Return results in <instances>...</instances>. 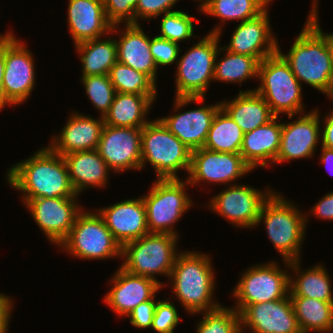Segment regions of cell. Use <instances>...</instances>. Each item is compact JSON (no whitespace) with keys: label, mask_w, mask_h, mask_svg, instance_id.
Here are the masks:
<instances>
[{"label":"cell","mask_w":333,"mask_h":333,"mask_svg":"<svg viewBox=\"0 0 333 333\" xmlns=\"http://www.w3.org/2000/svg\"><path fill=\"white\" fill-rule=\"evenodd\" d=\"M21 161V162H20ZM8 168L5 180L22 199L75 197L64 157L48 146Z\"/></svg>","instance_id":"1"},{"label":"cell","mask_w":333,"mask_h":333,"mask_svg":"<svg viewBox=\"0 0 333 333\" xmlns=\"http://www.w3.org/2000/svg\"><path fill=\"white\" fill-rule=\"evenodd\" d=\"M210 253H202L196 250L182 251L178 253L174 267L172 268L168 282L171 294L176 296L183 310L192 315L211 311L222 303L215 299V267H213ZM215 300V301H214Z\"/></svg>","instance_id":"2"},{"label":"cell","mask_w":333,"mask_h":333,"mask_svg":"<svg viewBox=\"0 0 333 333\" xmlns=\"http://www.w3.org/2000/svg\"><path fill=\"white\" fill-rule=\"evenodd\" d=\"M278 42V52L288 62L298 81L327 96L333 95V68L325 36L306 19L287 53ZM305 83V84H304Z\"/></svg>","instance_id":"3"},{"label":"cell","mask_w":333,"mask_h":333,"mask_svg":"<svg viewBox=\"0 0 333 333\" xmlns=\"http://www.w3.org/2000/svg\"><path fill=\"white\" fill-rule=\"evenodd\" d=\"M283 195L274 191L264 202L255 228L264 223L267 237L281 259L297 261L306 238V213Z\"/></svg>","instance_id":"4"},{"label":"cell","mask_w":333,"mask_h":333,"mask_svg":"<svg viewBox=\"0 0 333 333\" xmlns=\"http://www.w3.org/2000/svg\"><path fill=\"white\" fill-rule=\"evenodd\" d=\"M257 81L260 83L256 88L243 91H255L262 96L275 116L299 115L308 111L304 110L302 101L303 87L278 51L259 63Z\"/></svg>","instance_id":"5"},{"label":"cell","mask_w":333,"mask_h":333,"mask_svg":"<svg viewBox=\"0 0 333 333\" xmlns=\"http://www.w3.org/2000/svg\"><path fill=\"white\" fill-rule=\"evenodd\" d=\"M140 170L151 165L156 179H181L179 171L189 173L191 150L155 118L142 127Z\"/></svg>","instance_id":"6"},{"label":"cell","mask_w":333,"mask_h":333,"mask_svg":"<svg viewBox=\"0 0 333 333\" xmlns=\"http://www.w3.org/2000/svg\"><path fill=\"white\" fill-rule=\"evenodd\" d=\"M179 238L168 233H148L131 241L122 247L123 263L120 266L131 274L151 278L164 287L157 276L169 279L180 252L177 249Z\"/></svg>","instance_id":"7"},{"label":"cell","mask_w":333,"mask_h":333,"mask_svg":"<svg viewBox=\"0 0 333 333\" xmlns=\"http://www.w3.org/2000/svg\"><path fill=\"white\" fill-rule=\"evenodd\" d=\"M187 187L191 186L183 177L153 181L150 191L142 195L149 233H168L180 237L174 225L195 203L187 193Z\"/></svg>","instance_id":"8"},{"label":"cell","mask_w":333,"mask_h":333,"mask_svg":"<svg viewBox=\"0 0 333 333\" xmlns=\"http://www.w3.org/2000/svg\"><path fill=\"white\" fill-rule=\"evenodd\" d=\"M66 254L81 260L122 259V247L95 209H84L76 217L67 238L59 245Z\"/></svg>","instance_id":"9"},{"label":"cell","mask_w":333,"mask_h":333,"mask_svg":"<svg viewBox=\"0 0 333 333\" xmlns=\"http://www.w3.org/2000/svg\"><path fill=\"white\" fill-rule=\"evenodd\" d=\"M282 262L285 269L273 259L251 265L241 272L237 284L231 290V297L236 301L232 307L238 313L248 305L280 300L289 295V261Z\"/></svg>","instance_id":"10"},{"label":"cell","mask_w":333,"mask_h":333,"mask_svg":"<svg viewBox=\"0 0 333 333\" xmlns=\"http://www.w3.org/2000/svg\"><path fill=\"white\" fill-rule=\"evenodd\" d=\"M221 37L207 33L188 48L175 66L174 97H206L214 79L215 60Z\"/></svg>","instance_id":"11"},{"label":"cell","mask_w":333,"mask_h":333,"mask_svg":"<svg viewBox=\"0 0 333 333\" xmlns=\"http://www.w3.org/2000/svg\"><path fill=\"white\" fill-rule=\"evenodd\" d=\"M274 192L266 186L262 191L248 184L228 185L209 198L207 209L236 228L253 229L264 202Z\"/></svg>","instance_id":"12"},{"label":"cell","mask_w":333,"mask_h":333,"mask_svg":"<svg viewBox=\"0 0 333 333\" xmlns=\"http://www.w3.org/2000/svg\"><path fill=\"white\" fill-rule=\"evenodd\" d=\"M34 53L13 32L4 37L3 88L5 108L24 104L36 85Z\"/></svg>","instance_id":"13"},{"label":"cell","mask_w":333,"mask_h":333,"mask_svg":"<svg viewBox=\"0 0 333 333\" xmlns=\"http://www.w3.org/2000/svg\"><path fill=\"white\" fill-rule=\"evenodd\" d=\"M174 100L171 114L158 119L191 151L203 148L213 119L221 108L220 101L204 105L205 97H174ZM192 103L201 105L182 111Z\"/></svg>","instance_id":"14"},{"label":"cell","mask_w":333,"mask_h":333,"mask_svg":"<svg viewBox=\"0 0 333 333\" xmlns=\"http://www.w3.org/2000/svg\"><path fill=\"white\" fill-rule=\"evenodd\" d=\"M75 197L21 199L49 244L58 246L67 238L76 217L84 209ZM56 244V245H55Z\"/></svg>","instance_id":"15"},{"label":"cell","mask_w":333,"mask_h":333,"mask_svg":"<svg viewBox=\"0 0 333 333\" xmlns=\"http://www.w3.org/2000/svg\"><path fill=\"white\" fill-rule=\"evenodd\" d=\"M251 171L253 169L240 153L214 152L200 148L191 152V166L186 179L191 187L202 183L225 187L238 184L237 181L252 173Z\"/></svg>","instance_id":"16"},{"label":"cell","mask_w":333,"mask_h":333,"mask_svg":"<svg viewBox=\"0 0 333 333\" xmlns=\"http://www.w3.org/2000/svg\"><path fill=\"white\" fill-rule=\"evenodd\" d=\"M319 110L314 108L303 114L287 115L291 121L282 123L280 149L274 164L306 158L309 160L316 156L317 145H321Z\"/></svg>","instance_id":"17"},{"label":"cell","mask_w":333,"mask_h":333,"mask_svg":"<svg viewBox=\"0 0 333 333\" xmlns=\"http://www.w3.org/2000/svg\"><path fill=\"white\" fill-rule=\"evenodd\" d=\"M142 128L104 125L97 152L113 174L132 169L140 172Z\"/></svg>","instance_id":"18"},{"label":"cell","mask_w":333,"mask_h":333,"mask_svg":"<svg viewBox=\"0 0 333 333\" xmlns=\"http://www.w3.org/2000/svg\"><path fill=\"white\" fill-rule=\"evenodd\" d=\"M109 278L111 289L103 295V302L117 316L124 318L140 303L151 300L163 288L155 280L131 274L121 266Z\"/></svg>","instance_id":"19"},{"label":"cell","mask_w":333,"mask_h":333,"mask_svg":"<svg viewBox=\"0 0 333 333\" xmlns=\"http://www.w3.org/2000/svg\"><path fill=\"white\" fill-rule=\"evenodd\" d=\"M241 330L253 333H302L290 295L284 299L248 305L240 313Z\"/></svg>","instance_id":"20"},{"label":"cell","mask_w":333,"mask_h":333,"mask_svg":"<svg viewBox=\"0 0 333 333\" xmlns=\"http://www.w3.org/2000/svg\"><path fill=\"white\" fill-rule=\"evenodd\" d=\"M269 6L258 16L236 24L228 45L232 53L254 57L259 63L278 51V39L272 31Z\"/></svg>","instance_id":"21"},{"label":"cell","mask_w":333,"mask_h":333,"mask_svg":"<svg viewBox=\"0 0 333 333\" xmlns=\"http://www.w3.org/2000/svg\"><path fill=\"white\" fill-rule=\"evenodd\" d=\"M104 125L102 116L95 118L73 110L60 132L52 134L48 147L62 156L78 151L95 150Z\"/></svg>","instance_id":"22"},{"label":"cell","mask_w":333,"mask_h":333,"mask_svg":"<svg viewBox=\"0 0 333 333\" xmlns=\"http://www.w3.org/2000/svg\"><path fill=\"white\" fill-rule=\"evenodd\" d=\"M94 209L102 216L121 247L149 233L142 196Z\"/></svg>","instance_id":"23"},{"label":"cell","mask_w":333,"mask_h":333,"mask_svg":"<svg viewBox=\"0 0 333 333\" xmlns=\"http://www.w3.org/2000/svg\"><path fill=\"white\" fill-rule=\"evenodd\" d=\"M120 26L124 24L114 25L111 29L117 37V61L147 75L158 86V68L150 51V36L140 23L125 24L123 29Z\"/></svg>","instance_id":"24"},{"label":"cell","mask_w":333,"mask_h":333,"mask_svg":"<svg viewBox=\"0 0 333 333\" xmlns=\"http://www.w3.org/2000/svg\"><path fill=\"white\" fill-rule=\"evenodd\" d=\"M67 8V30L74 45L111 33L103 0H68Z\"/></svg>","instance_id":"25"},{"label":"cell","mask_w":333,"mask_h":333,"mask_svg":"<svg viewBox=\"0 0 333 333\" xmlns=\"http://www.w3.org/2000/svg\"><path fill=\"white\" fill-rule=\"evenodd\" d=\"M279 117L275 116L267 124L244 133L240 155L253 170L273 166L275 163L280 149L283 122Z\"/></svg>","instance_id":"26"},{"label":"cell","mask_w":333,"mask_h":333,"mask_svg":"<svg viewBox=\"0 0 333 333\" xmlns=\"http://www.w3.org/2000/svg\"><path fill=\"white\" fill-rule=\"evenodd\" d=\"M71 184L77 195L89 188H107L111 169L97 150L78 151L64 155Z\"/></svg>","instance_id":"27"},{"label":"cell","mask_w":333,"mask_h":333,"mask_svg":"<svg viewBox=\"0 0 333 333\" xmlns=\"http://www.w3.org/2000/svg\"><path fill=\"white\" fill-rule=\"evenodd\" d=\"M302 260L290 261L289 295L304 296L326 302H333V285L330 274L323 263L303 269ZM303 269V270H302ZM293 271V272H292Z\"/></svg>","instance_id":"28"},{"label":"cell","mask_w":333,"mask_h":333,"mask_svg":"<svg viewBox=\"0 0 333 333\" xmlns=\"http://www.w3.org/2000/svg\"><path fill=\"white\" fill-rule=\"evenodd\" d=\"M221 107L240 126L243 133L267 124L275 115L264 98L255 91H240L231 100L220 101Z\"/></svg>","instance_id":"29"},{"label":"cell","mask_w":333,"mask_h":333,"mask_svg":"<svg viewBox=\"0 0 333 333\" xmlns=\"http://www.w3.org/2000/svg\"><path fill=\"white\" fill-rule=\"evenodd\" d=\"M157 97L116 92L109 111L103 117L104 123L113 127L142 128L150 121L147 116Z\"/></svg>","instance_id":"30"},{"label":"cell","mask_w":333,"mask_h":333,"mask_svg":"<svg viewBox=\"0 0 333 333\" xmlns=\"http://www.w3.org/2000/svg\"><path fill=\"white\" fill-rule=\"evenodd\" d=\"M271 3L273 4V0H208L200 13L213 16L220 21L208 33L218 34L221 37L223 26L228 23L227 21L241 23L252 19L261 14Z\"/></svg>","instance_id":"31"},{"label":"cell","mask_w":333,"mask_h":333,"mask_svg":"<svg viewBox=\"0 0 333 333\" xmlns=\"http://www.w3.org/2000/svg\"><path fill=\"white\" fill-rule=\"evenodd\" d=\"M111 35L112 33H109V36L106 35L73 45L82 63L80 77L109 75L111 67L117 62L116 39Z\"/></svg>","instance_id":"32"},{"label":"cell","mask_w":333,"mask_h":333,"mask_svg":"<svg viewBox=\"0 0 333 333\" xmlns=\"http://www.w3.org/2000/svg\"><path fill=\"white\" fill-rule=\"evenodd\" d=\"M290 298L302 333L333 331V302L304 296H290Z\"/></svg>","instance_id":"33"},{"label":"cell","mask_w":333,"mask_h":333,"mask_svg":"<svg viewBox=\"0 0 333 333\" xmlns=\"http://www.w3.org/2000/svg\"><path fill=\"white\" fill-rule=\"evenodd\" d=\"M258 65L259 62L254 57L232 53L220 45L215 60L213 82H229L228 84L233 85L237 83L242 86L248 79L257 80Z\"/></svg>","instance_id":"34"},{"label":"cell","mask_w":333,"mask_h":333,"mask_svg":"<svg viewBox=\"0 0 333 333\" xmlns=\"http://www.w3.org/2000/svg\"><path fill=\"white\" fill-rule=\"evenodd\" d=\"M244 133L221 107L212 122L203 148L214 152L240 153Z\"/></svg>","instance_id":"35"},{"label":"cell","mask_w":333,"mask_h":333,"mask_svg":"<svg viewBox=\"0 0 333 333\" xmlns=\"http://www.w3.org/2000/svg\"><path fill=\"white\" fill-rule=\"evenodd\" d=\"M109 78L116 92L138 95H158V86L145 74L117 61Z\"/></svg>","instance_id":"36"},{"label":"cell","mask_w":333,"mask_h":333,"mask_svg":"<svg viewBox=\"0 0 333 333\" xmlns=\"http://www.w3.org/2000/svg\"><path fill=\"white\" fill-rule=\"evenodd\" d=\"M199 314L202 319L197 322L196 333H242L239 313L232 306L221 305Z\"/></svg>","instance_id":"37"},{"label":"cell","mask_w":333,"mask_h":333,"mask_svg":"<svg viewBox=\"0 0 333 333\" xmlns=\"http://www.w3.org/2000/svg\"><path fill=\"white\" fill-rule=\"evenodd\" d=\"M160 21V34L157 36L163 39H168L172 42L180 44L181 42H191L192 38L199 37L194 33V21L199 23V19H196L193 15L182 10H175L172 12L162 14Z\"/></svg>","instance_id":"38"},{"label":"cell","mask_w":333,"mask_h":333,"mask_svg":"<svg viewBox=\"0 0 333 333\" xmlns=\"http://www.w3.org/2000/svg\"><path fill=\"white\" fill-rule=\"evenodd\" d=\"M88 100L100 116L109 111V108L114 100L116 90L112 85L109 75H89L79 78Z\"/></svg>","instance_id":"39"},{"label":"cell","mask_w":333,"mask_h":333,"mask_svg":"<svg viewBox=\"0 0 333 333\" xmlns=\"http://www.w3.org/2000/svg\"><path fill=\"white\" fill-rule=\"evenodd\" d=\"M171 298L157 301L151 329L156 333H174L180 322L179 311Z\"/></svg>","instance_id":"40"},{"label":"cell","mask_w":333,"mask_h":333,"mask_svg":"<svg viewBox=\"0 0 333 333\" xmlns=\"http://www.w3.org/2000/svg\"><path fill=\"white\" fill-rule=\"evenodd\" d=\"M150 51L157 68L177 64L179 55L182 53L180 44L157 35L150 36Z\"/></svg>","instance_id":"41"},{"label":"cell","mask_w":333,"mask_h":333,"mask_svg":"<svg viewBox=\"0 0 333 333\" xmlns=\"http://www.w3.org/2000/svg\"><path fill=\"white\" fill-rule=\"evenodd\" d=\"M138 0H103L108 21L114 26L135 24V10Z\"/></svg>","instance_id":"42"},{"label":"cell","mask_w":333,"mask_h":333,"mask_svg":"<svg viewBox=\"0 0 333 333\" xmlns=\"http://www.w3.org/2000/svg\"><path fill=\"white\" fill-rule=\"evenodd\" d=\"M180 0H138L135 10V24L140 21L158 19L162 14L175 11ZM158 17V18H157Z\"/></svg>","instance_id":"43"},{"label":"cell","mask_w":333,"mask_h":333,"mask_svg":"<svg viewBox=\"0 0 333 333\" xmlns=\"http://www.w3.org/2000/svg\"><path fill=\"white\" fill-rule=\"evenodd\" d=\"M157 296L155 295L151 300L140 303L136 306L126 317L129 323L137 329H151L153 316L157 305Z\"/></svg>","instance_id":"44"},{"label":"cell","mask_w":333,"mask_h":333,"mask_svg":"<svg viewBox=\"0 0 333 333\" xmlns=\"http://www.w3.org/2000/svg\"><path fill=\"white\" fill-rule=\"evenodd\" d=\"M306 215V225H308L309 216L313 215L319 220L333 222V191H329L317 201Z\"/></svg>","instance_id":"45"},{"label":"cell","mask_w":333,"mask_h":333,"mask_svg":"<svg viewBox=\"0 0 333 333\" xmlns=\"http://www.w3.org/2000/svg\"><path fill=\"white\" fill-rule=\"evenodd\" d=\"M328 100L333 102V95L327 96ZM333 108H330V111L326 112L322 117V114L319 111L320 123H321V146L329 149H333ZM323 120V121H321Z\"/></svg>","instance_id":"46"},{"label":"cell","mask_w":333,"mask_h":333,"mask_svg":"<svg viewBox=\"0 0 333 333\" xmlns=\"http://www.w3.org/2000/svg\"><path fill=\"white\" fill-rule=\"evenodd\" d=\"M312 2V8L309 11V14L307 16V19L325 36L326 42H327V47L330 51V56H331V62H332V68H333V32L325 33L323 32V28L321 27L319 23V7H318V2L319 0H313Z\"/></svg>","instance_id":"47"},{"label":"cell","mask_w":333,"mask_h":333,"mask_svg":"<svg viewBox=\"0 0 333 333\" xmlns=\"http://www.w3.org/2000/svg\"><path fill=\"white\" fill-rule=\"evenodd\" d=\"M14 300H12L1 312H0V333H8L12 314H13V308H14ZM10 323V324H9Z\"/></svg>","instance_id":"48"},{"label":"cell","mask_w":333,"mask_h":333,"mask_svg":"<svg viewBox=\"0 0 333 333\" xmlns=\"http://www.w3.org/2000/svg\"><path fill=\"white\" fill-rule=\"evenodd\" d=\"M4 37L0 38V112L5 108V95L3 88V75H4Z\"/></svg>","instance_id":"49"},{"label":"cell","mask_w":333,"mask_h":333,"mask_svg":"<svg viewBox=\"0 0 333 333\" xmlns=\"http://www.w3.org/2000/svg\"><path fill=\"white\" fill-rule=\"evenodd\" d=\"M321 152L319 157V163L323 164L325 166V169L328 171V173H332L333 175V149L325 148L320 145Z\"/></svg>","instance_id":"50"},{"label":"cell","mask_w":333,"mask_h":333,"mask_svg":"<svg viewBox=\"0 0 333 333\" xmlns=\"http://www.w3.org/2000/svg\"><path fill=\"white\" fill-rule=\"evenodd\" d=\"M12 296L0 292V312L12 301Z\"/></svg>","instance_id":"51"},{"label":"cell","mask_w":333,"mask_h":333,"mask_svg":"<svg viewBox=\"0 0 333 333\" xmlns=\"http://www.w3.org/2000/svg\"><path fill=\"white\" fill-rule=\"evenodd\" d=\"M196 1L198 2V11H201V8L208 2V0H195V2Z\"/></svg>","instance_id":"52"},{"label":"cell","mask_w":333,"mask_h":333,"mask_svg":"<svg viewBox=\"0 0 333 333\" xmlns=\"http://www.w3.org/2000/svg\"><path fill=\"white\" fill-rule=\"evenodd\" d=\"M13 33V30L11 31H5V33L4 34H0V38H3V37H6V36H9L10 34H12Z\"/></svg>","instance_id":"53"}]
</instances>
